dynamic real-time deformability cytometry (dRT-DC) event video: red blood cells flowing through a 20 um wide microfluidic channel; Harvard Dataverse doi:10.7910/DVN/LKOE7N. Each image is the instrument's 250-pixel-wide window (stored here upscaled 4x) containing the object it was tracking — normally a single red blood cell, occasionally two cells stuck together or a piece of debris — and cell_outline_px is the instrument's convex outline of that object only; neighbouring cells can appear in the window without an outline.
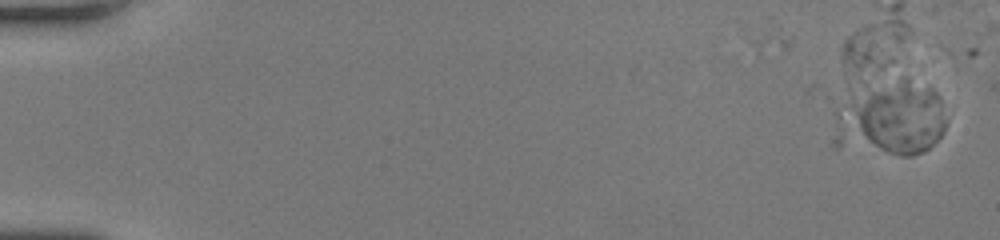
{"species": "human", "species_latin": "Homo sapiens", "temperature_condition": "room temperature", "stored_images_in_passage": 1, "camera_frame_rate_fps": 3000, "um_per_image_px": 0.085, "donor": {"sex": "female"}, "frame": {"image": 1, "passage_image": 1, "time_ms": 0.0, "image_size_px": [1000, 240], "cell_outline_px": [[948, 120], [944, 132], [924, 152], [912, 156], [900, 156], [832, 148], [828, 144], [836, 112], [872, 88], [904, 76], [908, 76], [932, 88], [936, 92], [940, 100]], "centroid_in_image_um": [75.72, 10.19], "position_along_channel_um": 9.3, "area_um2": 49.42}}